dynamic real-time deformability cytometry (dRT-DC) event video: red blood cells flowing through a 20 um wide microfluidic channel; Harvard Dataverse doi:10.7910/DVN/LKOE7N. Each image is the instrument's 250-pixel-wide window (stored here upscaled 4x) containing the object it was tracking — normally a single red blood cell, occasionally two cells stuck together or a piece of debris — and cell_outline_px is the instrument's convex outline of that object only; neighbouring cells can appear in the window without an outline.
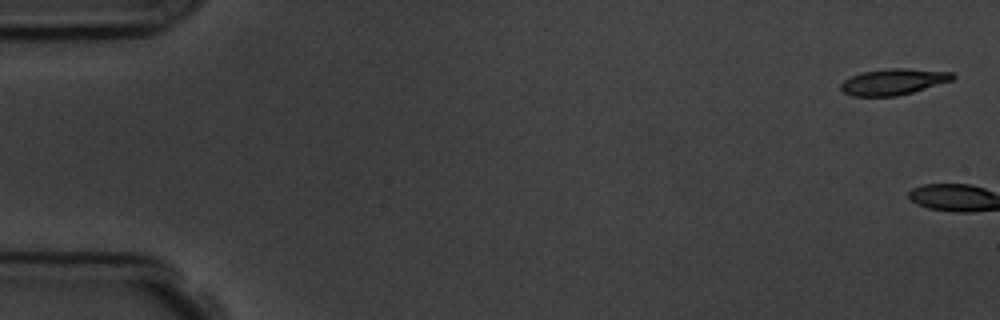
{"species": "common noctule bat (a hibernating species)", "species_latin": "Nyctalus noctula", "temperature_condition": "room temperature", "stored_images_in_passage": 2, "camera_frame_rate_fps": 3000, "um_per_image_px": 0.085, "animal": {"sex": "male", "body_mass_g": 19.5, "forearm_length_mm": 54.6}, "frame": {"image": 1, "passage_image": 1, "time_ms": 0.0, "image_size_px": [1000, 320], "cell_outline_px": [[956, 76], [952, 80], [912, 92], [896, 96], [852, 96], [844, 92], [840, 88], [840, 84], [844, 80], [860, 72], [892, 68], [904, 68], [952, 72]], "centroid_in_image_um": [75.92, 6.95], "position_along_channel_um": 9.1, "area_um2": 16.88}}